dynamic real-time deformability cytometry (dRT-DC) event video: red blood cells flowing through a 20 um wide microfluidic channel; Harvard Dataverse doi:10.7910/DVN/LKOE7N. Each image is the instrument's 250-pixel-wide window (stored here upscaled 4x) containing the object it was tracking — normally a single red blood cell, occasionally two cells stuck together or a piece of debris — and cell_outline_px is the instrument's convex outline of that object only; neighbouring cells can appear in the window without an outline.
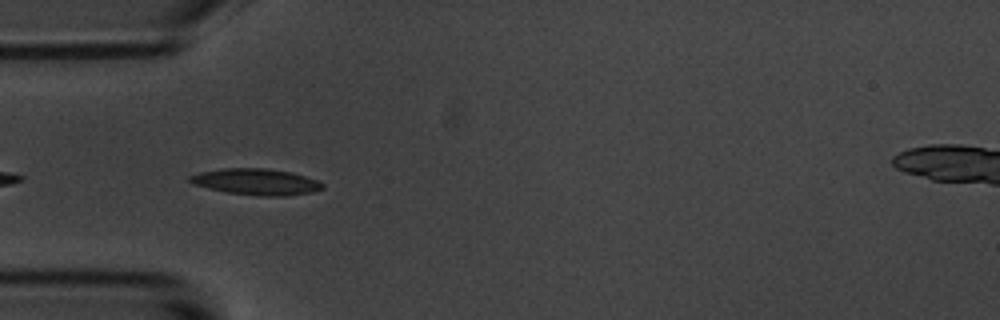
{"species": "common noctule bat (a hibernating species)", "species_latin": "Nyctalus noctula", "temperature_condition": "room temperature", "stored_images_in_passage": 6, "camera_frame_rate_fps": 3000, "um_per_image_px": 0.085, "animal": {"sex": "male", "body_mass_g": 20.1, "forearm_length_mm": 53.5}, "frame": {"image": 1, "passage_image": 5, "time_ms": 5.667, "image_size_px": [1000, 320], "cell_outline_px": [[324, 188], [312, 192], [284, 196], [260, 196], [224, 192], [192, 184], [188, 180], [188, 176], [200, 172], [224, 168], [268, 168], [292, 172], [316, 180], [324, 184]], "centroid_in_image_um": [21.75, 15.45], "position_along_channel_um": 63.2, "area_um2": 20.4}}